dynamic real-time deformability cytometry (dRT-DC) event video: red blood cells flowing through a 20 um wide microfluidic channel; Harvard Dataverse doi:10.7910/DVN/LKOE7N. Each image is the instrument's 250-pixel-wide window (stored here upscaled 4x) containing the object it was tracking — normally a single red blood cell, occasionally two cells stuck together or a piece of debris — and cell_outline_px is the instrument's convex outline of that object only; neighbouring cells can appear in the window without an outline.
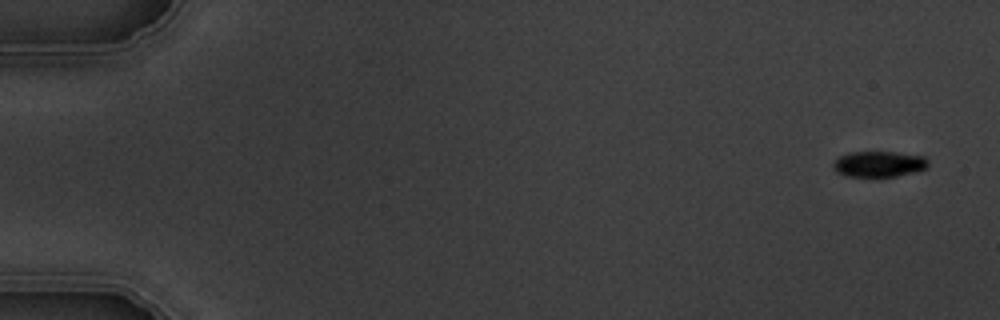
{"species": "common noctule bat (a hibernating species)", "species_latin": "Nyctalus noctula", "temperature_condition": "warm", "stored_images_in_passage": 5, "camera_frame_rate_fps": 3000, "um_per_image_px": 0.085, "animal": {"sex": "male", "body_mass_g": 19.5, "forearm_length_mm": 54.6}, "frame": {"image": 1, "passage_image": 1, "time_ms": 0.0, "image_size_px": [1000, 320], "cell_outline_px": [[928, 168], [896, 176], [844, 176], [836, 172], [832, 168], [832, 164], [840, 156], [848, 152], [896, 152], [924, 156], [928, 160]], "centroid_in_image_um": [74.69, 13.94], "position_along_channel_um": 10.3, "area_um2": 14.28}}
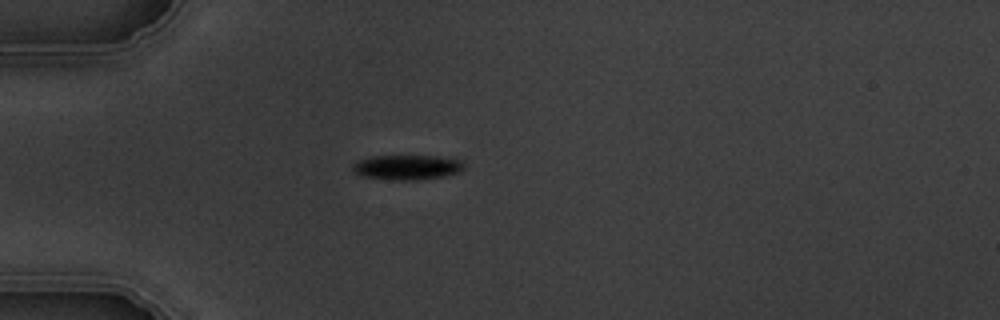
{"frame": {"image": 2, "passage_image": 5, "time_ms": 4.667, "image_size_px": [1000, 320], "cell_outline_px": [[464, 168], [460, 172], [444, 176], [416, 180], [396, 180], [364, 176], [356, 172], [352, 168], [352, 164], [360, 160], [372, 156], [436, 156], [460, 160], [464, 164]], "centroid_in_image_um": [34.63, 14.21], "position_along_channel_um": 50.4, "area_um2": 15.9}}